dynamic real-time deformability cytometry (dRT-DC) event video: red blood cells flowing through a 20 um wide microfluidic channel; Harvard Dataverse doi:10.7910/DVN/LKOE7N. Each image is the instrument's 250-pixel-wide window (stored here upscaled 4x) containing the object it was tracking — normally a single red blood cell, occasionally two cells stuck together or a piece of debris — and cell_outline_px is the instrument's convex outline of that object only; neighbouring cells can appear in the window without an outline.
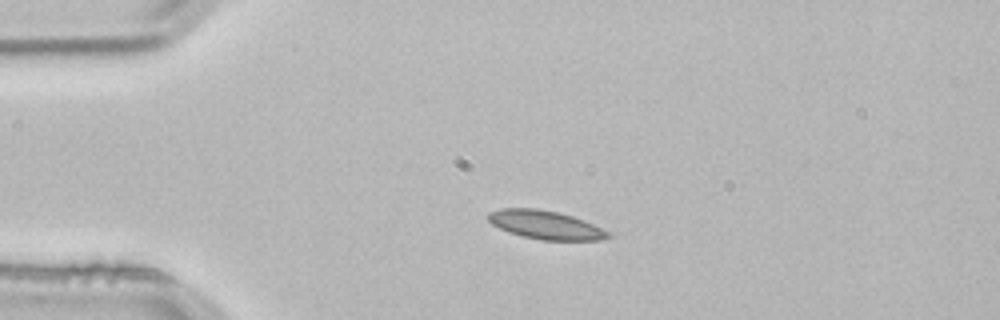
{"species": "common noctule bat (a hibernating species)", "species_latin": "Nyctalus noctula", "temperature_condition": "room temperature", "stored_images_in_passage": 3, "camera_frame_rate_fps": 3000, "um_per_image_px": 0.085, "animal": {"sex": "male", "body_mass_g": 21.5, "forearm_length_mm": 52.0}, "frame": {"image": 1, "passage_image": 2, "time_ms": 0.333, "image_size_px": [1000, 320], "cell_outline_px": [[612, 236], [600, 240], [540, 240], [520, 236], [508, 232], [492, 224], [488, 220], [488, 212], [500, 208], [536, 208], [560, 212], [584, 220], [608, 232]], "centroid_in_image_um": [46.33, 19.11], "position_along_channel_um": 38.7, "area_um2": 20.0}}
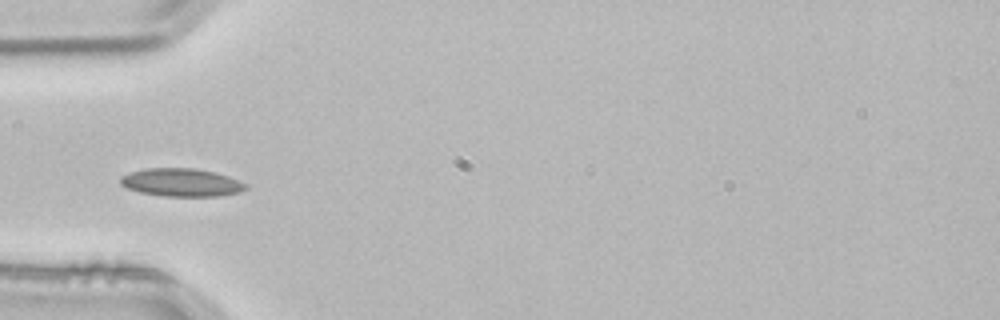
{"frame": {"image": 2, "passage_image": 3, "time_ms": 0.667, "image_size_px": [1000, 320], "cell_outline_px": [[248, 188], [240, 192], [220, 196], [164, 196], [140, 192], [128, 188], [120, 184], [120, 176], [144, 168], [196, 168], [216, 172], [228, 176], [248, 184]], "centroid_in_image_um": [15.45, 15.5], "position_along_channel_um": 69.5, "area_um2": 20.58}}